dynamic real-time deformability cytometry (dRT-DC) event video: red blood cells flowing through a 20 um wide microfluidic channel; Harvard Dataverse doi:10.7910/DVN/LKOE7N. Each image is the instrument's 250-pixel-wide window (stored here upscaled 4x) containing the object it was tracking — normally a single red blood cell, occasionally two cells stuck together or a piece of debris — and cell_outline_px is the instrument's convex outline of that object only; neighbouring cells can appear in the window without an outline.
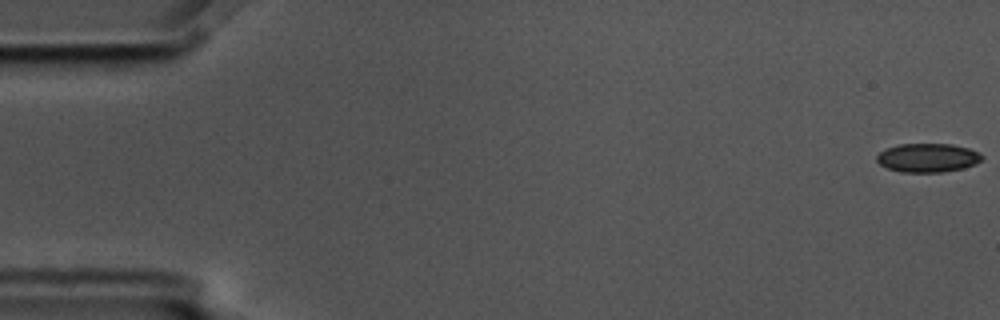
{"species": "common noctule bat (a hibernating species)", "species_latin": "Nyctalus noctula", "temperature_condition": "cold", "stored_images_in_passage": 7, "camera_frame_rate_fps": 3000, "um_per_image_px": 0.085, "animal": {"sex": "male", "body_mass_g": 17.5, "forearm_length_mm": 52.3}, "frame": {"image": 1, "passage_image": 1, "time_ms": 0.0, "image_size_px": [1000, 320], "cell_outline_px": [[984, 156], [976, 164], [964, 168], [944, 172], [900, 172], [888, 168], [880, 164], [876, 160], [876, 156], [880, 152], [888, 148], [900, 144], [952, 144], [968, 148], [980, 152]], "centroid_in_image_um": [78.88, 13.41], "position_along_channel_um": 6.1, "area_um2": 17.69}}
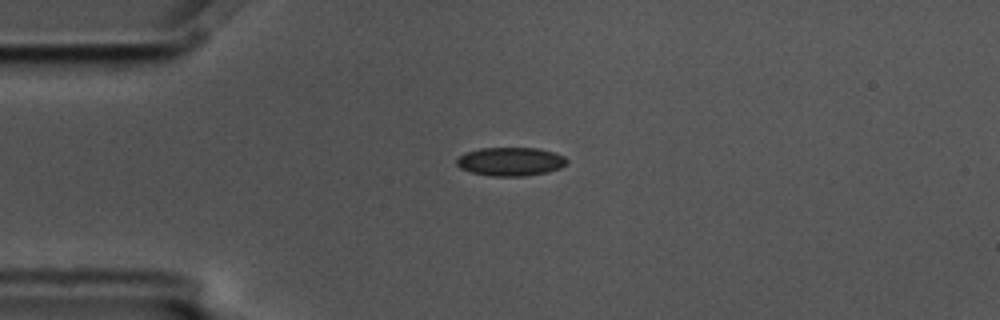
{"frame": {"image": 2, "passage_image": 5, "time_ms": 1.333, "image_size_px": [1000, 320], "cell_outline_px": [[568, 164], [560, 168], [548, 172], [524, 176], [488, 176], [472, 172], [460, 168], [456, 164], [456, 160], [464, 152], [480, 148], [536, 148], [552, 152], [564, 156], [568, 160]], "centroid_in_image_um": [43.39, 13.73], "position_along_channel_um": 41.6, "area_um2": 18.44}}